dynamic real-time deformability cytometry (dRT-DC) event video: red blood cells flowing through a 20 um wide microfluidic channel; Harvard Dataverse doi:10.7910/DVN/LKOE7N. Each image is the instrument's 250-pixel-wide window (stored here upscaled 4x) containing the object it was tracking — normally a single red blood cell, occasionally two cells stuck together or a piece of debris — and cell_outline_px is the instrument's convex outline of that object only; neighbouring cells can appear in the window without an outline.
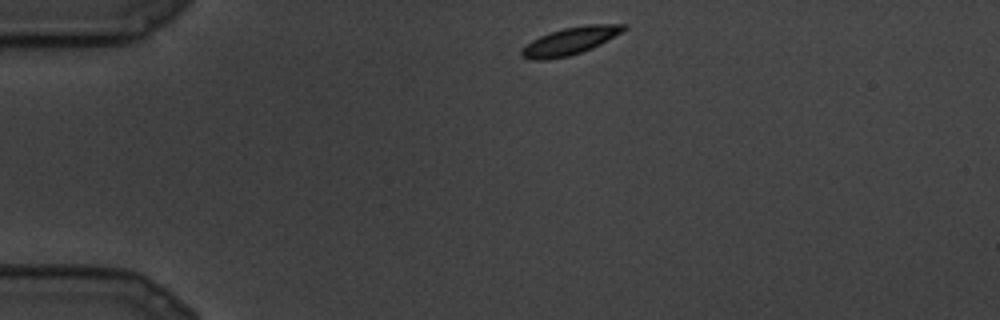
{"species": "common noctule bat (a hibernating species)", "species_latin": "Nyctalus noctula", "temperature_condition": "cold", "stored_images_in_passage": 13, "camera_frame_rate_fps": 3000, "um_per_image_px": 0.085, "animal": {"sex": "male", "body_mass_g": 19.5, "forearm_length_mm": 54.6}, "frame": {"image": 1, "passage_image": 1, "time_ms": 0.0, "image_size_px": [1000, 320], "cell_outline_px": [[628, 28], [600, 44], [592, 48], [568, 56], [548, 60], [528, 60], [520, 56], [520, 48], [532, 40], [540, 36], [564, 28], [584, 24], [628, 24]], "centroid_in_image_um": [48.42, 3.49], "position_along_channel_um": 36.6, "area_um2": 16.42}}
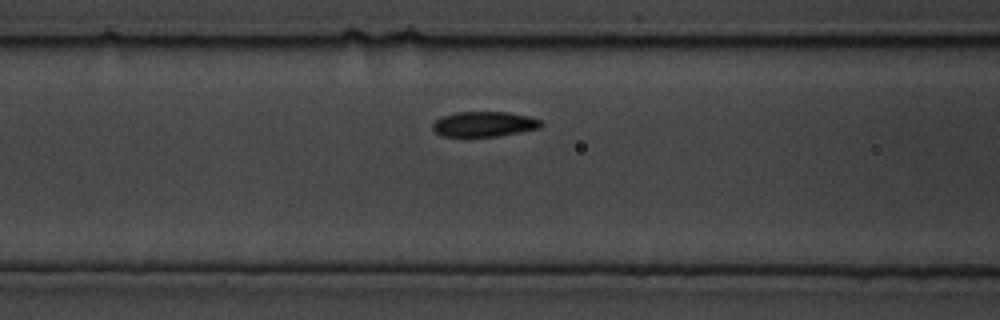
{"frame": {"image": 2, "passage_image": 6, "time_ms": 1.667, "image_size_px": [1000, 320], "cell_outline_px": [[544, 124], [540, 128], [520, 132], [496, 136], [440, 136], [432, 128], [432, 124], [436, 120], [444, 116], [456, 112], [508, 112], [528, 116], [540, 120]], "centroid_in_image_um": [41.16, 10.55], "position_along_channel_um": 125.4, "area_um2": 15.78}}
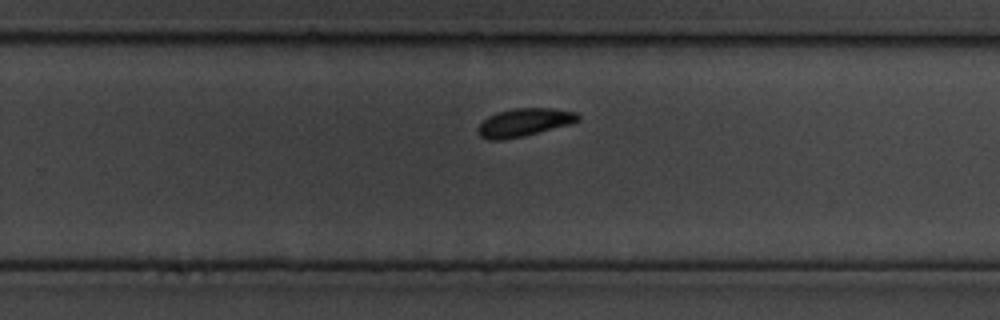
{"frame": {"image": 3, "passage_image": 13, "time_ms": 4.0, "image_size_px": [1000, 320], "cell_outline_px": [[580, 120], [572, 124], [524, 136], [504, 140], [488, 140], [480, 136], [476, 128], [488, 116], [496, 112], [512, 108], [552, 108], [576, 112], [580, 116]], "centroid_in_image_um": [44.56, 10.4], "position_along_channel_um": 285.2, "area_um2": 16.59}}